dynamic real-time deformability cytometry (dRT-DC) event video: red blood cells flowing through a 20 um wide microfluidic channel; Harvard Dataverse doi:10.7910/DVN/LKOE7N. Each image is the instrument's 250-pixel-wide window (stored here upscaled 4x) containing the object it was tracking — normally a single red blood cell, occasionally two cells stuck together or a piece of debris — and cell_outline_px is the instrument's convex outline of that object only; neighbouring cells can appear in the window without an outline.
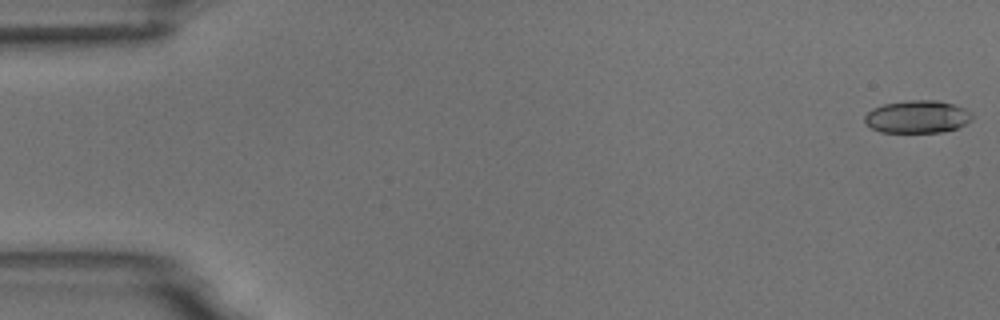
{"species": "common noctule bat (a hibernating species)", "species_latin": "Nyctalus noctula", "temperature_condition": "room temperature", "stored_images_in_passage": 5, "camera_frame_rate_fps": 3000, "um_per_image_px": 0.085, "animal": {"sex": "male", "body_mass_g": 18.8}, "frame": {"image": 1, "passage_image": 1, "time_ms": 0.0, "image_size_px": [1000, 320], "cell_outline_px": [[972, 120], [956, 128], [940, 132], [880, 132], [872, 128], [864, 120], [864, 116], [872, 108], [884, 104], [912, 100], [936, 100], [952, 104], [964, 108], [972, 112]], "centroid_in_image_um": [77.97, 9.92], "position_along_channel_um": 7.0, "area_um2": 20.29}}
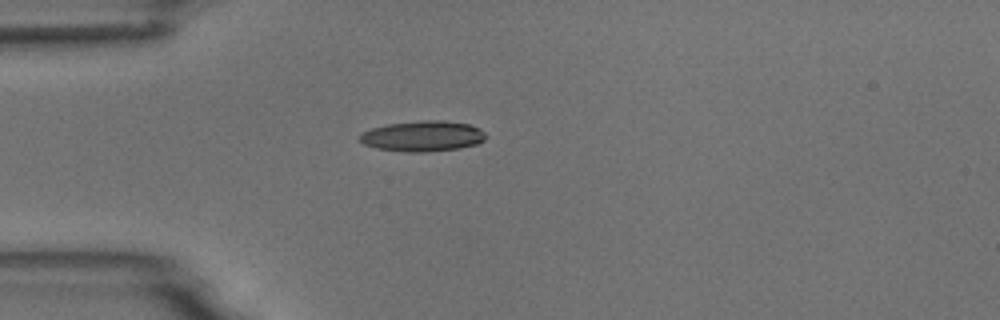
{"frame": {"image": 2, "passage_image": 5, "time_ms": 4.667, "image_size_px": [1000, 320], "cell_outline_px": [[488, 136], [484, 140], [476, 144], [460, 148], [424, 152], [404, 152], [376, 148], [364, 144], [360, 140], [360, 136], [364, 132], [372, 128], [388, 124], [420, 120], [444, 120], [468, 124], [480, 128]], "centroid_in_image_um": [35.97, 11.57], "position_along_channel_um": 49.0, "area_um2": 22.48}}